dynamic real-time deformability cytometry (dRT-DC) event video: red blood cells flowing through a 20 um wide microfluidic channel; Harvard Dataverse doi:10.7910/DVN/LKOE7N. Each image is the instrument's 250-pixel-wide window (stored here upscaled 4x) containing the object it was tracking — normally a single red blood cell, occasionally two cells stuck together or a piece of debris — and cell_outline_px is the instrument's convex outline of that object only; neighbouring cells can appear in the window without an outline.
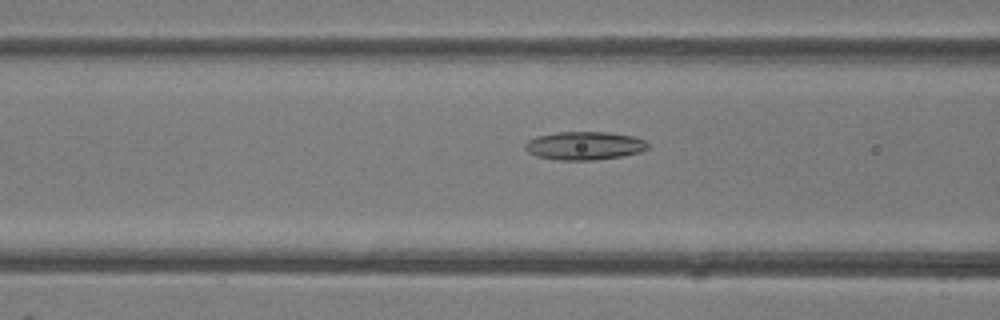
{"species": "common noctule bat (a hibernating species)", "species_latin": "Nyctalus noctula", "temperature_condition": "room temperature", "stored_images_in_passage": 50, "camera_frame_rate_fps": 3000, "um_per_image_px": 0.085, "animal": {"sex": "female"}, "frame": {"image": 1, "passage_image": 20, "time_ms": 6.333, "image_size_px": [1000, 320], "cell_outline_px": [[648, 148], [640, 152], [620, 156], [596, 160], [556, 160], [536, 156], [528, 152], [524, 148], [524, 144], [528, 140], [536, 136], [556, 132], [608, 132], [636, 136], [644, 140], [648, 144]], "centroid_in_image_um": [49.66, 12.38], "position_along_channel_um": 116.9, "area_um2": 20.4}}
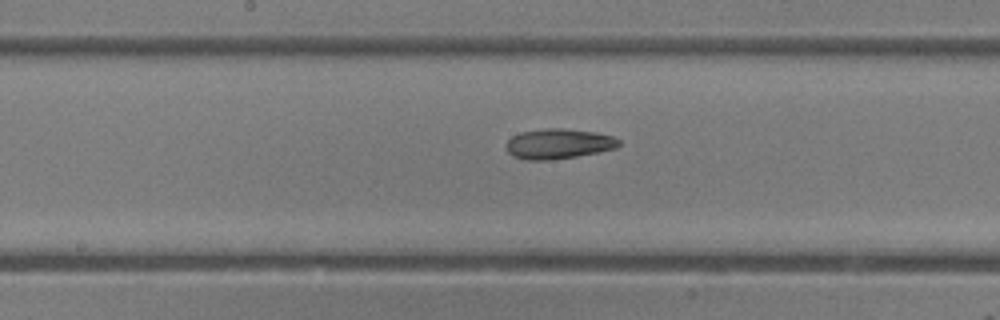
{"frame": {"image": 2, "passage_image": 26, "time_ms": 8.333, "image_size_px": [1000, 320], "cell_outline_px": [[620, 144], [616, 148], [600, 152], [576, 156], [548, 160], [524, 160], [512, 156], [504, 148], [504, 144], [512, 136], [520, 132], [544, 128], [564, 128], [596, 132], [612, 136], [620, 140]], "centroid_in_image_um": [47.43, 12.22], "position_along_channel_um": 200.8, "area_um2": 20.06}}
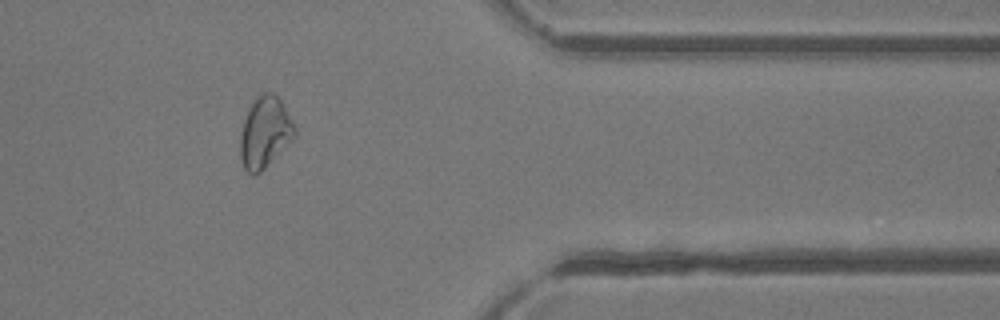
{"frame": {"image": 3, "passage_image": 41, "time_ms": 13.333, "image_size_px": [1000, 320], "cell_outline_px": [[296, 132], [292, 140], [256, 176], [252, 176], [244, 168], [240, 156], [240, 132], [248, 108], [256, 92], [272, 92], [280, 100], [296, 128]], "centroid_in_image_um": [22.48, 11.23], "position_along_channel_um": 388.9, "area_um2": 22.66}, "authors_computed_cell_mechanics": {"area_um2": 21.9062, "velocity_mm_per_s": 4.174, "shape_relaxation_time_tau1_ms": null, "shape_relaxation_time_tau2_ms": 3.6542, "deformation_change_tau1": null, "deformation_change_tau2": 0.1055}}